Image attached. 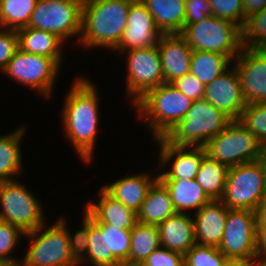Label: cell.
<instances>
[{"mask_svg": "<svg viewBox=\"0 0 266 266\" xmlns=\"http://www.w3.org/2000/svg\"><path fill=\"white\" fill-rule=\"evenodd\" d=\"M75 78L61 110L65 135L81 161H92L100 121L99 93L88 78Z\"/></svg>", "mask_w": 266, "mask_h": 266, "instance_id": "6da1fadb", "label": "cell"}, {"mask_svg": "<svg viewBox=\"0 0 266 266\" xmlns=\"http://www.w3.org/2000/svg\"><path fill=\"white\" fill-rule=\"evenodd\" d=\"M130 0H84L78 45L114 50L127 25Z\"/></svg>", "mask_w": 266, "mask_h": 266, "instance_id": "7a4b0ae2", "label": "cell"}, {"mask_svg": "<svg viewBox=\"0 0 266 266\" xmlns=\"http://www.w3.org/2000/svg\"><path fill=\"white\" fill-rule=\"evenodd\" d=\"M192 100L170 83H164L149 90L133 107L138 119L145 121L152 138H163L191 108Z\"/></svg>", "mask_w": 266, "mask_h": 266, "instance_id": "3957f363", "label": "cell"}, {"mask_svg": "<svg viewBox=\"0 0 266 266\" xmlns=\"http://www.w3.org/2000/svg\"><path fill=\"white\" fill-rule=\"evenodd\" d=\"M231 121L230 117L206 99L194 100L183 119L163 139L177 146H205L210 139L225 130Z\"/></svg>", "mask_w": 266, "mask_h": 266, "instance_id": "277c9868", "label": "cell"}, {"mask_svg": "<svg viewBox=\"0 0 266 266\" xmlns=\"http://www.w3.org/2000/svg\"><path fill=\"white\" fill-rule=\"evenodd\" d=\"M180 35L193 51L221 53L233 61L243 48L242 28L214 15L184 27Z\"/></svg>", "mask_w": 266, "mask_h": 266, "instance_id": "5b68a950", "label": "cell"}, {"mask_svg": "<svg viewBox=\"0 0 266 266\" xmlns=\"http://www.w3.org/2000/svg\"><path fill=\"white\" fill-rule=\"evenodd\" d=\"M24 234L29 249L19 266H79L71 254L66 228L57 220Z\"/></svg>", "mask_w": 266, "mask_h": 266, "instance_id": "8992f818", "label": "cell"}, {"mask_svg": "<svg viewBox=\"0 0 266 266\" xmlns=\"http://www.w3.org/2000/svg\"><path fill=\"white\" fill-rule=\"evenodd\" d=\"M218 249L231 260L250 261L265 253L259 239L255 211L229 209Z\"/></svg>", "mask_w": 266, "mask_h": 266, "instance_id": "52a82bcc", "label": "cell"}, {"mask_svg": "<svg viewBox=\"0 0 266 266\" xmlns=\"http://www.w3.org/2000/svg\"><path fill=\"white\" fill-rule=\"evenodd\" d=\"M22 184L16 179L0 182V220L27 233L42 226L46 216L41 201Z\"/></svg>", "mask_w": 266, "mask_h": 266, "instance_id": "ba28073f", "label": "cell"}, {"mask_svg": "<svg viewBox=\"0 0 266 266\" xmlns=\"http://www.w3.org/2000/svg\"><path fill=\"white\" fill-rule=\"evenodd\" d=\"M83 1L37 0L27 27L54 33L64 42L76 36L74 43L78 44L81 34Z\"/></svg>", "mask_w": 266, "mask_h": 266, "instance_id": "9c48e42d", "label": "cell"}, {"mask_svg": "<svg viewBox=\"0 0 266 266\" xmlns=\"http://www.w3.org/2000/svg\"><path fill=\"white\" fill-rule=\"evenodd\" d=\"M260 142L239 121L232 120L225 130L204 146L206 154L228 168L254 162L261 149Z\"/></svg>", "mask_w": 266, "mask_h": 266, "instance_id": "30bf717a", "label": "cell"}, {"mask_svg": "<svg viewBox=\"0 0 266 266\" xmlns=\"http://www.w3.org/2000/svg\"><path fill=\"white\" fill-rule=\"evenodd\" d=\"M60 69L53 58L27 53L18 48L2 73L49 99L52 98L51 93H54L52 91Z\"/></svg>", "mask_w": 266, "mask_h": 266, "instance_id": "8fae6325", "label": "cell"}, {"mask_svg": "<svg viewBox=\"0 0 266 266\" xmlns=\"http://www.w3.org/2000/svg\"><path fill=\"white\" fill-rule=\"evenodd\" d=\"M266 194L256 161L229 167L221 201L228 209L255 211Z\"/></svg>", "mask_w": 266, "mask_h": 266, "instance_id": "7c38bea8", "label": "cell"}, {"mask_svg": "<svg viewBox=\"0 0 266 266\" xmlns=\"http://www.w3.org/2000/svg\"><path fill=\"white\" fill-rule=\"evenodd\" d=\"M126 55V97L132 106L149 90L165 83L157 45L135 48L121 53Z\"/></svg>", "mask_w": 266, "mask_h": 266, "instance_id": "4fadbf2b", "label": "cell"}, {"mask_svg": "<svg viewBox=\"0 0 266 266\" xmlns=\"http://www.w3.org/2000/svg\"><path fill=\"white\" fill-rule=\"evenodd\" d=\"M232 64L247 104L266 103V49L243 47Z\"/></svg>", "mask_w": 266, "mask_h": 266, "instance_id": "5bb4252c", "label": "cell"}, {"mask_svg": "<svg viewBox=\"0 0 266 266\" xmlns=\"http://www.w3.org/2000/svg\"><path fill=\"white\" fill-rule=\"evenodd\" d=\"M160 146L159 166L164 169L158 179H195L203 158L207 155L204 146H177L167 143L163 138L155 139ZM173 160V161H172Z\"/></svg>", "mask_w": 266, "mask_h": 266, "instance_id": "9a60e30c", "label": "cell"}, {"mask_svg": "<svg viewBox=\"0 0 266 266\" xmlns=\"http://www.w3.org/2000/svg\"><path fill=\"white\" fill-rule=\"evenodd\" d=\"M204 99L232 120H239L247 105L234 65L205 85Z\"/></svg>", "mask_w": 266, "mask_h": 266, "instance_id": "2e32d148", "label": "cell"}, {"mask_svg": "<svg viewBox=\"0 0 266 266\" xmlns=\"http://www.w3.org/2000/svg\"><path fill=\"white\" fill-rule=\"evenodd\" d=\"M162 35L151 13L141 2H136L130 6L126 28L113 51L121 55L130 49L155 46Z\"/></svg>", "mask_w": 266, "mask_h": 266, "instance_id": "e0dca14e", "label": "cell"}, {"mask_svg": "<svg viewBox=\"0 0 266 266\" xmlns=\"http://www.w3.org/2000/svg\"><path fill=\"white\" fill-rule=\"evenodd\" d=\"M157 47L165 83L190 73L193 49L180 34H163Z\"/></svg>", "mask_w": 266, "mask_h": 266, "instance_id": "ac0fdd59", "label": "cell"}, {"mask_svg": "<svg viewBox=\"0 0 266 266\" xmlns=\"http://www.w3.org/2000/svg\"><path fill=\"white\" fill-rule=\"evenodd\" d=\"M98 194V201H87L83 209L93 221L97 225H112L116 228L132 230L138 223L137 213L114 199L102 187Z\"/></svg>", "mask_w": 266, "mask_h": 266, "instance_id": "d6986e66", "label": "cell"}, {"mask_svg": "<svg viewBox=\"0 0 266 266\" xmlns=\"http://www.w3.org/2000/svg\"><path fill=\"white\" fill-rule=\"evenodd\" d=\"M228 208L221 200H211L193 217L196 244L218 248L222 241Z\"/></svg>", "mask_w": 266, "mask_h": 266, "instance_id": "ffe728a7", "label": "cell"}, {"mask_svg": "<svg viewBox=\"0 0 266 266\" xmlns=\"http://www.w3.org/2000/svg\"><path fill=\"white\" fill-rule=\"evenodd\" d=\"M157 179L158 175H153L151 178L149 172H143L121 177L102 188L114 199L137 213L145 200L148 189Z\"/></svg>", "mask_w": 266, "mask_h": 266, "instance_id": "44dd1931", "label": "cell"}, {"mask_svg": "<svg viewBox=\"0 0 266 266\" xmlns=\"http://www.w3.org/2000/svg\"><path fill=\"white\" fill-rule=\"evenodd\" d=\"M162 247L185 255L195 244L193 215L176 213L158 226Z\"/></svg>", "mask_w": 266, "mask_h": 266, "instance_id": "7402d4cb", "label": "cell"}, {"mask_svg": "<svg viewBox=\"0 0 266 266\" xmlns=\"http://www.w3.org/2000/svg\"><path fill=\"white\" fill-rule=\"evenodd\" d=\"M176 213L169 190L157 179L148 189L145 200L137 212V220L141 224L158 226Z\"/></svg>", "mask_w": 266, "mask_h": 266, "instance_id": "603a6c76", "label": "cell"}, {"mask_svg": "<svg viewBox=\"0 0 266 266\" xmlns=\"http://www.w3.org/2000/svg\"><path fill=\"white\" fill-rule=\"evenodd\" d=\"M17 34L20 50L53 58L60 66L62 65L64 41L56 34L31 27L20 28Z\"/></svg>", "mask_w": 266, "mask_h": 266, "instance_id": "cb8c5ba5", "label": "cell"}, {"mask_svg": "<svg viewBox=\"0 0 266 266\" xmlns=\"http://www.w3.org/2000/svg\"><path fill=\"white\" fill-rule=\"evenodd\" d=\"M162 34H180L185 27V0H143Z\"/></svg>", "mask_w": 266, "mask_h": 266, "instance_id": "d4e9b609", "label": "cell"}, {"mask_svg": "<svg viewBox=\"0 0 266 266\" xmlns=\"http://www.w3.org/2000/svg\"><path fill=\"white\" fill-rule=\"evenodd\" d=\"M169 190L177 213H196L211 199L195 179H159ZM188 211V212H187Z\"/></svg>", "mask_w": 266, "mask_h": 266, "instance_id": "484cf974", "label": "cell"}, {"mask_svg": "<svg viewBox=\"0 0 266 266\" xmlns=\"http://www.w3.org/2000/svg\"><path fill=\"white\" fill-rule=\"evenodd\" d=\"M25 131V125H22L13 132L0 135V182L14 180L23 174L21 142Z\"/></svg>", "mask_w": 266, "mask_h": 266, "instance_id": "4316f807", "label": "cell"}, {"mask_svg": "<svg viewBox=\"0 0 266 266\" xmlns=\"http://www.w3.org/2000/svg\"><path fill=\"white\" fill-rule=\"evenodd\" d=\"M160 246L158 227L137 223L131 230V245L127 263H143Z\"/></svg>", "mask_w": 266, "mask_h": 266, "instance_id": "83f0119b", "label": "cell"}, {"mask_svg": "<svg viewBox=\"0 0 266 266\" xmlns=\"http://www.w3.org/2000/svg\"><path fill=\"white\" fill-rule=\"evenodd\" d=\"M228 167L206 155L195 180L211 200H221L225 190Z\"/></svg>", "mask_w": 266, "mask_h": 266, "instance_id": "f1b7e54d", "label": "cell"}, {"mask_svg": "<svg viewBox=\"0 0 266 266\" xmlns=\"http://www.w3.org/2000/svg\"><path fill=\"white\" fill-rule=\"evenodd\" d=\"M231 66L232 61L221 53L193 51L190 73L206 85Z\"/></svg>", "mask_w": 266, "mask_h": 266, "instance_id": "f546056e", "label": "cell"}, {"mask_svg": "<svg viewBox=\"0 0 266 266\" xmlns=\"http://www.w3.org/2000/svg\"><path fill=\"white\" fill-rule=\"evenodd\" d=\"M105 234L106 266H119L127 263L131 245V230L112 225H98Z\"/></svg>", "mask_w": 266, "mask_h": 266, "instance_id": "4dcf8cb0", "label": "cell"}, {"mask_svg": "<svg viewBox=\"0 0 266 266\" xmlns=\"http://www.w3.org/2000/svg\"><path fill=\"white\" fill-rule=\"evenodd\" d=\"M37 0H0V28L27 27Z\"/></svg>", "mask_w": 266, "mask_h": 266, "instance_id": "1f68e13d", "label": "cell"}, {"mask_svg": "<svg viewBox=\"0 0 266 266\" xmlns=\"http://www.w3.org/2000/svg\"><path fill=\"white\" fill-rule=\"evenodd\" d=\"M239 121L256 137L261 145L266 144V103L247 104Z\"/></svg>", "mask_w": 266, "mask_h": 266, "instance_id": "d6a6232c", "label": "cell"}, {"mask_svg": "<svg viewBox=\"0 0 266 266\" xmlns=\"http://www.w3.org/2000/svg\"><path fill=\"white\" fill-rule=\"evenodd\" d=\"M243 47L266 49V8L249 17L242 28Z\"/></svg>", "mask_w": 266, "mask_h": 266, "instance_id": "836d02e7", "label": "cell"}, {"mask_svg": "<svg viewBox=\"0 0 266 266\" xmlns=\"http://www.w3.org/2000/svg\"><path fill=\"white\" fill-rule=\"evenodd\" d=\"M91 263L92 266H106V243L102 229L89 216V243L86 255L78 265Z\"/></svg>", "mask_w": 266, "mask_h": 266, "instance_id": "e575fe53", "label": "cell"}, {"mask_svg": "<svg viewBox=\"0 0 266 266\" xmlns=\"http://www.w3.org/2000/svg\"><path fill=\"white\" fill-rule=\"evenodd\" d=\"M228 259L213 246L195 244L185 255V266H223Z\"/></svg>", "mask_w": 266, "mask_h": 266, "instance_id": "d590c367", "label": "cell"}, {"mask_svg": "<svg viewBox=\"0 0 266 266\" xmlns=\"http://www.w3.org/2000/svg\"><path fill=\"white\" fill-rule=\"evenodd\" d=\"M18 227L6 221L0 220V260L11 266H19L21 258H14L12 251L18 245L20 237L24 236ZM11 255V256H9Z\"/></svg>", "mask_w": 266, "mask_h": 266, "instance_id": "8d00e7d4", "label": "cell"}, {"mask_svg": "<svg viewBox=\"0 0 266 266\" xmlns=\"http://www.w3.org/2000/svg\"><path fill=\"white\" fill-rule=\"evenodd\" d=\"M83 222L81 229L77 230L75 234H71L67 225L66 217H58V221L66 228L68 241L72 256L79 262L87 253L89 243V215L83 211Z\"/></svg>", "mask_w": 266, "mask_h": 266, "instance_id": "74e56055", "label": "cell"}, {"mask_svg": "<svg viewBox=\"0 0 266 266\" xmlns=\"http://www.w3.org/2000/svg\"><path fill=\"white\" fill-rule=\"evenodd\" d=\"M213 15L243 28V0H208Z\"/></svg>", "mask_w": 266, "mask_h": 266, "instance_id": "f35d334b", "label": "cell"}, {"mask_svg": "<svg viewBox=\"0 0 266 266\" xmlns=\"http://www.w3.org/2000/svg\"><path fill=\"white\" fill-rule=\"evenodd\" d=\"M142 266H185L184 255L160 246L149 257Z\"/></svg>", "mask_w": 266, "mask_h": 266, "instance_id": "ab89813d", "label": "cell"}, {"mask_svg": "<svg viewBox=\"0 0 266 266\" xmlns=\"http://www.w3.org/2000/svg\"><path fill=\"white\" fill-rule=\"evenodd\" d=\"M170 84L192 101L204 98L205 85L191 73L175 79Z\"/></svg>", "mask_w": 266, "mask_h": 266, "instance_id": "60d3db41", "label": "cell"}, {"mask_svg": "<svg viewBox=\"0 0 266 266\" xmlns=\"http://www.w3.org/2000/svg\"><path fill=\"white\" fill-rule=\"evenodd\" d=\"M18 34L14 29H0V73L18 50Z\"/></svg>", "mask_w": 266, "mask_h": 266, "instance_id": "b9f144b4", "label": "cell"}, {"mask_svg": "<svg viewBox=\"0 0 266 266\" xmlns=\"http://www.w3.org/2000/svg\"><path fill=\"white\" fill-rule=\"evenodd\" d=\"M185 26L198 23L208 16H212V8L208 0H185Z\"/></svg>", "mask_w": 266, "mask_h": 266, "instance_id": "7bdbcfd3", "label": "cell"}, {"mask_svg": "<svg viewBox=\"0 0 266 266\" xmlns=\"http://www.w3.org/2000/svg\"><path fill=\"white\" fill-rule=\"evenodd\" d=\"M255 215L258 237L266 245V194L258 204Z\"/></svg>", "mask_w": 266, "mask_h": 266, "instance_id": "ee69618b", "label": "cell"}, {"mask_svg": "<svg viewBox=\"0 0 266 266\" xmlns=\"http://www.w3.org/2000/svg\"><path fill=\"white\" fill-rule=\"evenodd\" d=\"M266 8V0H243V27L252 15Z\"/></svg>", "mask_w": 266, "mask_h": 266, "instance_id": "f6af8a7d", "label": "cell"}, {"mask_svg": "<svg viewBox=\"0 0 266 266\" xmlns=\"http://www.w3.org/2000/svg\"><path fill=\"white\" fill-rule=\"evenodd\" d=\"M255 161L261 168L263 182L266 188V144L261 146L259 155L257 156Z\"/></svg>", "mask_w": 266, "mask_h": 266, "instance_id": "bcb514c9", "label": "cell"}, {"mask_svg": "<svg viewBox=\"0 0 266 266\" xmlns=\"http://www.w3.org/2000/svg\"><path fill=\"white\" fill-rule=\"evenodd\" d=\"M248 266H266V252L258 258L248 261Z\"/></svg>", "mask_w": 266, "mask_h": 266, "instance_id": "7dc6e473", "label": "cell"}, {"mask_svg": "<svg viewBox=\"0 0 266 266\" xmlns=\"http://www.w3.org/2000/svg\"><path fill=\"white\" fill-rule=\"evenodd\" d=\"M223 266H248V262L228 259Z\"/></svg>", "mask_w": 266, "mask_h": 266, "instance_id": "c3c4849f", "label": "cell"}, {"mask_svg": "<svg viewBox=\"0 0 266 266\" xmlns=\"http://www.w3.org/2000/svg\"><path fill=\"white\" fill-rule=\"evenodd\" d=\"M119 266H142L141 264L121 263Z\"/></svg>", "mask_w": 266, "mask_h": 266, "instance_id": "681fc988", "label": "cell"}, {"mask_svg": "<svg viewBox=\"0 0 266 266\" xmlns=\"http://www.w3.org/2000/svg\"><path fill=\"white\" fill-rule=\"evenodd\" d=\"M0 266H11L10 264L0 260Z\"/></svg>", "mask_w": 266, "mask_h": 266, "instance_id": "f907efd6", "label": "cell"}, {"mask_svg": "<svg viewBox=\"0 0 266 266\" xmlns=\"http://www.w3.org/2000/svg\"><path fill=\"white\" fill-rule=\"evenodd\" d=\"M130 1H132V2H134V3H138V2H142L143 0H130Z\"/></svg>", "mask_w": 266, "mask_h": 266, "instance_id": "816d5d0a", "label": "cell"}]
</instances>
